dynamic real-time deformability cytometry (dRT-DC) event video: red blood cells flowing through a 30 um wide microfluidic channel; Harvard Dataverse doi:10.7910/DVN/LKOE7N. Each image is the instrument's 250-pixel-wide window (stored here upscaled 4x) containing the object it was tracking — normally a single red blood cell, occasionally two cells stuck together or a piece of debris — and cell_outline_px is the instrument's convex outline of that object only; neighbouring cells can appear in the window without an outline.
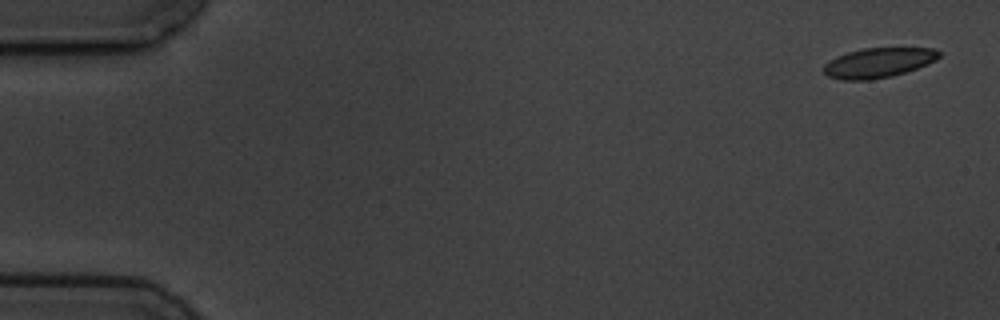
{"species": "common noctule bat (a hibernating species)", "species_latin": "Nyctalus noctula", "temperature_condition": "cold", "stored_images_in_passage": 5, "camera_frame_rate_fps": 3000, "um_per_image_px": 0.085, "animal": {"sex": "male", "body_mass_g": 19.5, "forearm_length_mm": 54.6}, "frame": {"image": 1, "passage_image": 1, "time_ms": 0.0, "image_size_px": [1000, 320], "cell_outline_px": [[940, 56], [936, 60], [928, 64], [892, 76], [868, 80], [840, 80], [828, 76], [824, 72], [824, 64], [836, 56], [848, 52], [864, 48], [936, 48], [940, 52]], "centroid_in_image_um": [74.66, 5.33], "position_along_channel_um": 10.3, "area_um2": 20.0}}
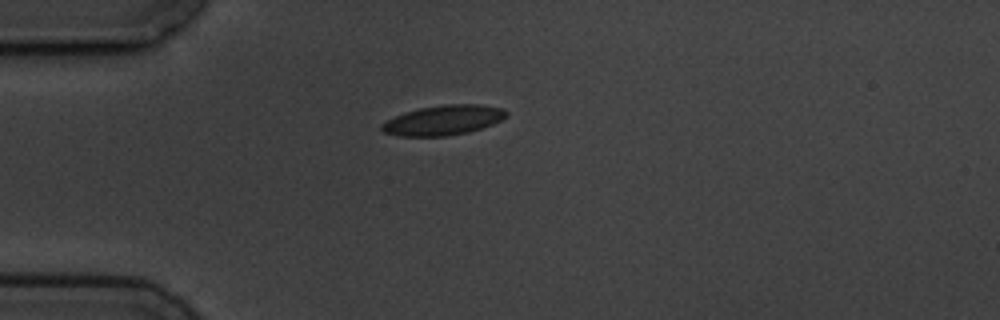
{"frame": {"image": 2, "passage_image": 5, "time_ms": 4.333, "image_size_px": [1000, 320], "cell_outline_px": [[508, 116], [492, 124], [468, 132], [448, 136], [396, 136], [384, 132], [380, 128], [380, 124], [404, 112], [420, 108], [444, 104], [480, 104], [504, 108], [508, 112]], "centroid_in_image_um": [37.69, 10.21], "position_along_channel_um": 47.3, "area_um2": 21.73}}